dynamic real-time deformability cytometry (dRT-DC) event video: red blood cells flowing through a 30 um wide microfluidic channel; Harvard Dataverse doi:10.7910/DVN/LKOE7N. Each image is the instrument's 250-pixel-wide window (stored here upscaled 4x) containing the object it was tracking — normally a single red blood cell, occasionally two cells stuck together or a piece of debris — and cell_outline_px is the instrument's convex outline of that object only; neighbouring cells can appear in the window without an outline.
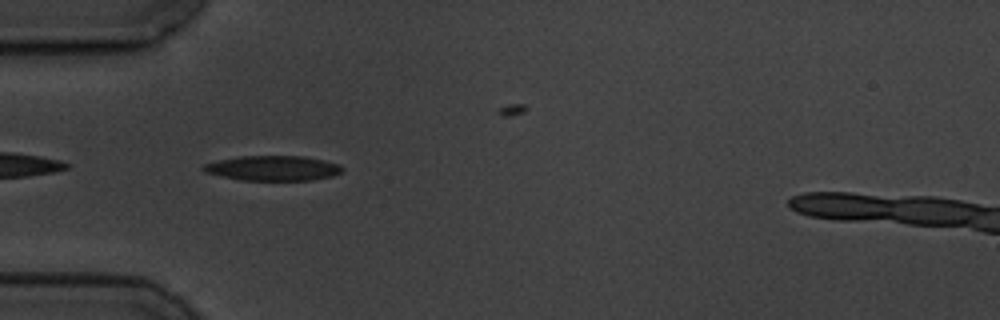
{"species": "common noctule bat (a hibernating species)", "species_latin": "Nyctalus noctula", "temperature_condition": "cold", "stored_images_in_passage": 30, "camera_frame_rate_fps": 3000, "um_per_image_px": 0.085, "animal": {"sex": "male", "body_mass_g": 19.5, "forearm_length_mm": 54.6}, "frame": {"image": 1, "passage_image": 2, "time_ms": 0.333, "image_size_px": [1000, 320], "cell_outline_px": [[344, 172], [332, 176], [312, 180], [240, 180], [204, 172], [200, 168], [204, 164], [220, 160], [240, 156], [304, 156], [324, 160], [340, 164], [344, 168]], "centroid_in_image_um": [23.24, 14.29], "position_along_channel_um": 61.8, "area_um2": 20.29}}
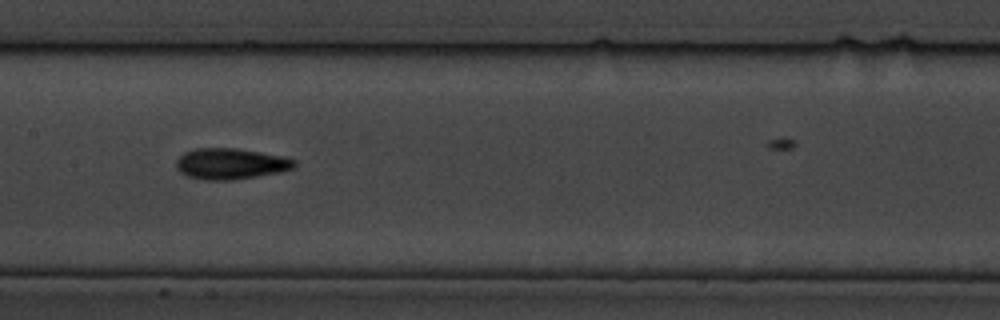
{"frame": {"image": 2, "passage_image": 13, "time_ms": 4.0, "image_size_px": [1000, 320], "cell_outline_px": [[296, 164], [292, 168], [280, 172], [232, 180], [204, 180], [188, 176], [180, 172], [176, 168], [176, 160], [184, 152], [196, 148], [236, 148], [260, 152], [280, 156], [296, 160]], "centroid_in_image_um": [19.57, 13.92], "position_along_channel_um": 187.8, "area_um2": 21.21}}
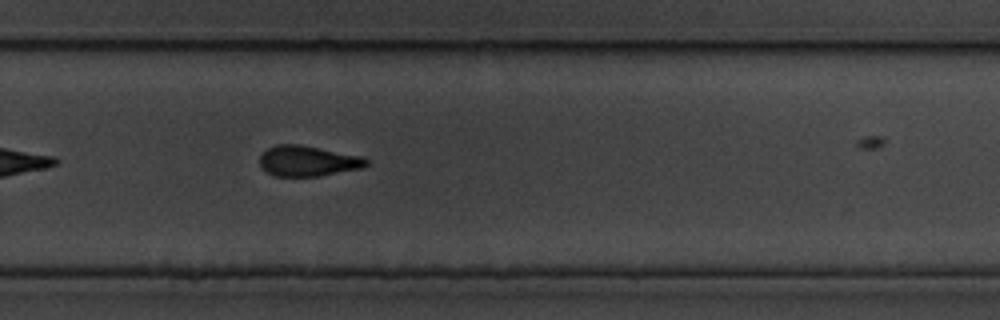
{"frame": {"image": 3, "passage_image": 23, "time_ms": 7.333, "image_size_px": [1000, 320], "cell_outline_px": [[368, 164], [364, 168], [320, 176], [276, 176], [260, 168], [260, 156], [268, 148], [276, 144], [300, 144], [364, 156], [368, 160]], "centroid_in_image_um": [26.2, 13.68], "position_along_channel_um": 303.6, "area_um2": 19.19}}